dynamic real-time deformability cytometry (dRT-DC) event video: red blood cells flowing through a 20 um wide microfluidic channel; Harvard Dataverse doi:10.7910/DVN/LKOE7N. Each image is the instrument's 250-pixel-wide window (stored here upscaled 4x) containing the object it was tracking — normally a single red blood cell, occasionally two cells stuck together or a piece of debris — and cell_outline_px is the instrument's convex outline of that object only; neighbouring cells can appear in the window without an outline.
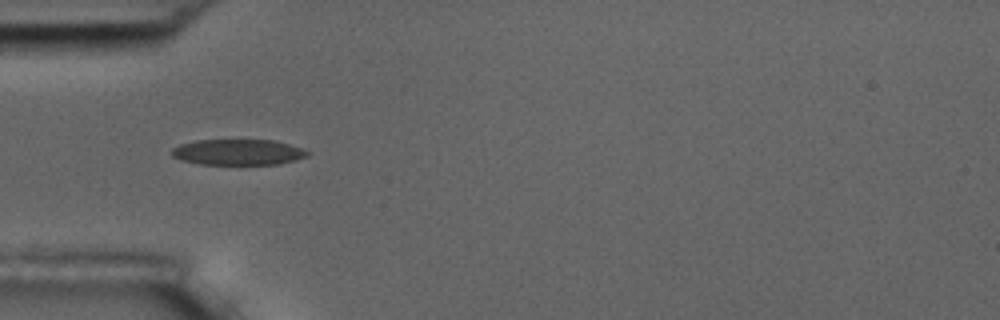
{"species": "common noctule bat (a hibernating species)", "species_latin": "Nyctalus noctula", "temperature_condition": "room temperature", "stored_images_in_passage": 6, "camera_frame_rate_fps": 3000, "um_per_image_px": 0.085, "animal": {"sex": "male", "body_mass_g": 17.5, "forearm_length_mm": 52.3}, "frame": {"image": 1, "passage_image": 5, "time_ms": 5.0, "image_size_px": [1000, 320], "cell_outline_px": [[312, 152], [308, 156], [296, 160], [276, 164], [200, 164], [180, 160], [172, 156], [172, 148], [180, 144], [196, 140], [272, 140], [288, 144]], "centroid_in_image_um": [20.23, 12.93], "position_along_channel_um": 64.8, "area_um2": 20.35}}